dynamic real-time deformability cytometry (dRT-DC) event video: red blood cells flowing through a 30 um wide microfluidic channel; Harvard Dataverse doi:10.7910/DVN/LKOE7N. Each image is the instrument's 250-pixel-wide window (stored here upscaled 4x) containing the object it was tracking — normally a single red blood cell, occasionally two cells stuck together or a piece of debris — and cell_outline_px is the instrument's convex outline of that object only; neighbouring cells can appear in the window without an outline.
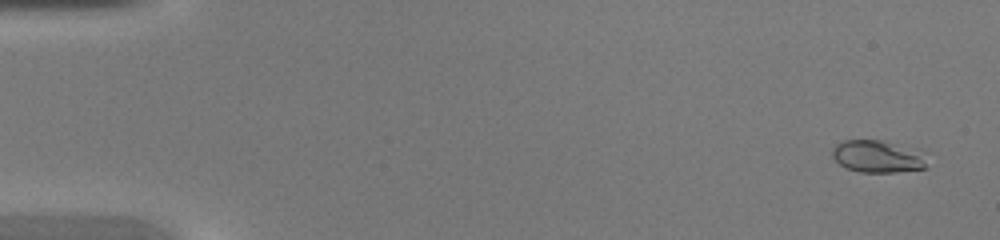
{"species": "common noctule bat (a hibernating species)", "species_latin": "Nyctalus noctula", "temperature_condition": "warm", "stored_images_in_passage": 47, "camera_frame_rate_fps": 3000, "um_per_image_px": 0.085, "animal": {"sex": "female", "body_mass_g": 20.0, "forearm_length_mm": 54.0}, "frame": {"image": 1, "passage_image": 3, "time_ms": 0.667, "image_size_px": [1000, 240], "cell_outline_px": [[928, 168], [896, 172], [860, 172], [848, 168], [840, 164], [832, 156], [832, 148], [836, 144], [844, 140], [880, 140], [916, 148]], "centroid_in_image_um": [74.57, 13.29], "position_along_channel_um": 10.4, "area_um2": 17.63}}
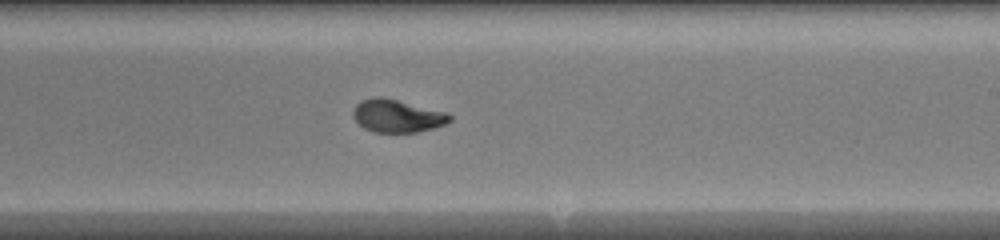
{"frame": {"image": 2, "passage_image": 29, "time_ms": 9.333, "image_size_px": [1000, 240], "cell_outline_px": [[452, 120], [444, 124], [432, 128], [416, 132], [372, 132], [364, 128], [352, 116], [352, 112], [356, 104], [360, 100], [376, 96], [380, 96], [448, 112], [452, 116]], "centroid_in_image_um": [33.75, 9.84], "position_along_channel_um": 255.3, "area_um2": 18.5}}
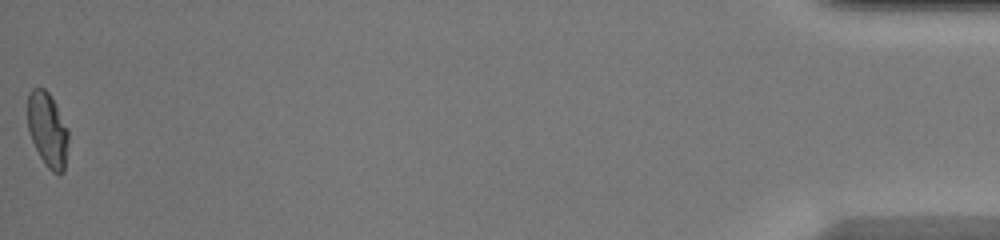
{"frame": {"image": 3, "passage_image": 47, "time_ms": 15.333, "image_size_px": [1000, 240], "cell_outline_px": [[68, 140], [64, 172], [52, 172], [48, 168], [40, 156], [32, 140], [28, 128], [28, 92], [32, 88], [44, 88], [48, 92], [56, 104], [68, 128]], "centroid_in_image_um": [4.05, 10.99], "position_along_channel_um": 431.2, "area_um2": 17.57}}